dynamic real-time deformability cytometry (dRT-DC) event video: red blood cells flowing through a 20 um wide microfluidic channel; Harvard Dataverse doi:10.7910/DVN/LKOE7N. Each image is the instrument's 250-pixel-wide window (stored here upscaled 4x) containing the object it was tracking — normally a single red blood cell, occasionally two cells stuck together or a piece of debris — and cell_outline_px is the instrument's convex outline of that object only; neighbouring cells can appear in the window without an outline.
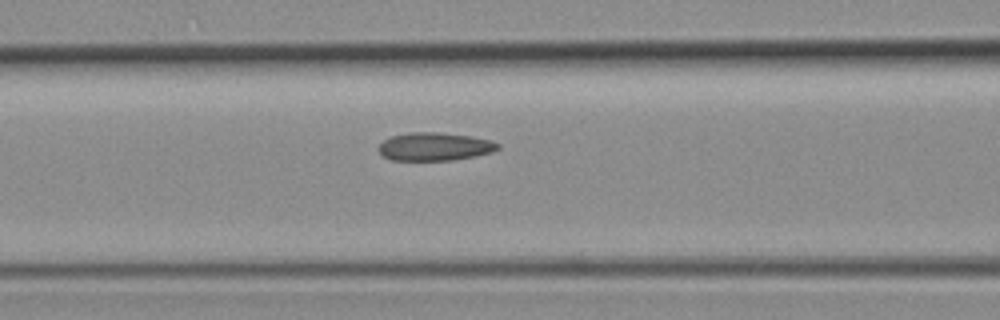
{"species": "common noctule bat (a hibernating species)", "species_latin": "Nyctalus noctula", "temperature_condition": "room temperature", "stored_images_in_passage": 4, "camera_frame_rate_fps": 3000, "um_per_image_px": 0.085, "animal": {"sex": "female", "body_mass_g": 19.3, "forearm_length_mm": 54.1}, "frame": {"image": 1, "passage_image": 3, "time_ms": 2.333, "image_size_px": [1000, 320], "cell_outline_px": [[500, 148], [492, 152], [476, 156], [452, 160], [392, 160], [384, 156], [376, 148], [384, 140], [392, 136], [412, 132], [436, 132], [472, 136], [492, 140], [500, 144]], "centroid_in_image_um": [36.98, 12.46], "position_along_channel_um": 129.6, "area_um2": 19.59}}
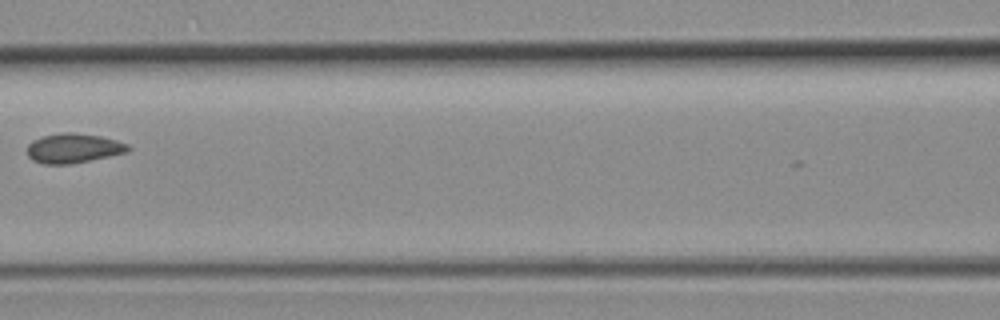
{"frame": {"image": 2, "passage_image": 4, "time_ms": 4.333, "image_size_px": [1000, 320], "cell_outline_px": [[132, 148], [128, 152], [68, 164], [44, 164], [32, 160], [28, 156], [28, 144], [32, 140], [44, 136], [60, 132], [76, 132], [100, 136], [116, 140], [128, 144]], "centroid_in_image_um": [6.24, 12.58], "position_along_channel_um": 160.4, "area_um2": 17.34}}